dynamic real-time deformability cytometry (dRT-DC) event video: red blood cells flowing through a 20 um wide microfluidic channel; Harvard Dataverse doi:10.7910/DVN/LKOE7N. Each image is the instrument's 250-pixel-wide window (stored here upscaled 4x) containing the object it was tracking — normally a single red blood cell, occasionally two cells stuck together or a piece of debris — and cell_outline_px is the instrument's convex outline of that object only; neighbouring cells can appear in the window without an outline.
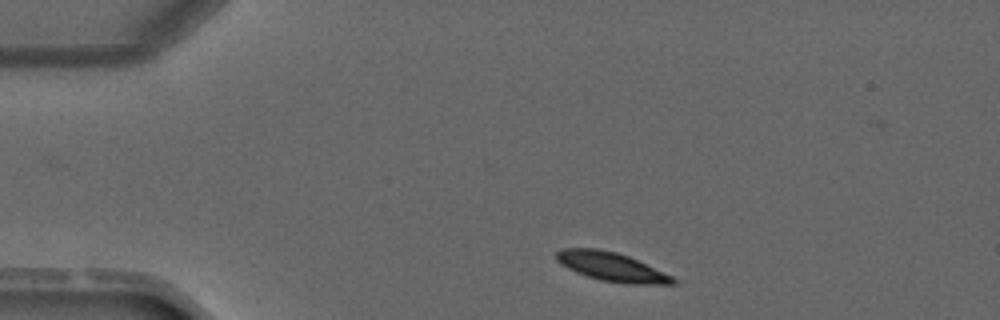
{"species": "common noctule bat (a hibernating species)", "species_latin": "Nyctalus noctula", "temperature_condition": "warm", "stored_images_in_passage": 2, "camera_frame_rate_fps": 3000, "um_per_image_px": 0.085, "animal": {"sex": "male", "forearm_length_mm": 52.5}, "frame": {"image": 1, "passage_image": 1, "time_ms": 0.0, "image_size_px": [1000, 320], "cell_outline_px": [[676, 284], [624, 284], [600, 280], [576, 272], [560, 264], [556, 260], [556, 252], [564, 248], [596, 248], [616, 252], [628, 256], [672, 276], [676, 280]], "centroid_in_image_um": [51.96, 22.68], "position_along_channel_um": 33.0, "area_um2": 19.48}}